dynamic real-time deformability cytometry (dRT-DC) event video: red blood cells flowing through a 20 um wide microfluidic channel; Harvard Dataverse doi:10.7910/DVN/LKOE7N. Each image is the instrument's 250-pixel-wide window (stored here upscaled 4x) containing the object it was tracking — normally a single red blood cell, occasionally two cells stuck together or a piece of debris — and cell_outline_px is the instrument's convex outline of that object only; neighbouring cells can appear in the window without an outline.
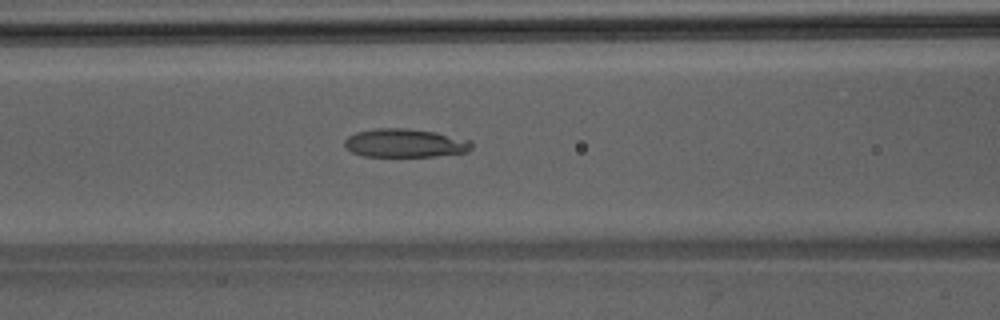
{"species": "Egyptian fruit bat (a non-hibernating species)", "species_latin": "Rousettus aegyptiacus", "temperature_condition": "room temperature", "stored_images_in_passage": 42, "camera_frame_rate_fps": 3000, "um_per_image_px": 0.085, "animal": {"sex": "male"}, "frame": {"image": 1, "passage_image": 20, "time_ms": 6.333, "image_size_px": [1000, 320], "cell_outline_px": [[472, 148], [468, 152], [436, 156], [364, 156], [352, 152], [344, 148], [344, 140], [348, 136], [356, 132], [376, 128], [408, 128], [436, 132], [472, 140]], "centroid_in_image_um": [34.43, 12.16], "position_along_channel_um": 132.2, "area_um2": 21.33}}
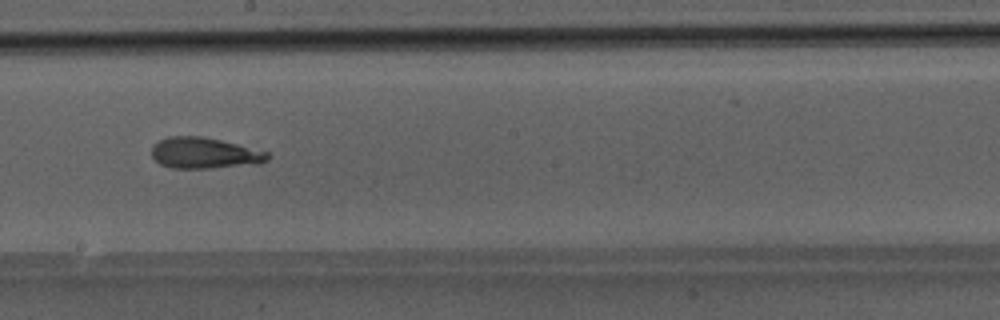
{"frame": {"image": 2, "passage_image": 27, "time_ms": 8.667, "image_size_px": [1000, 320], "cell_outline_px": [[268, 160], [260, 164], [208, 168], [172, 168], [160, 164], [152, 156], [152, 144], [168, 136], [200, 136], [220, 140], [268, 152]], "centroid_in_image_um": [17.36, 13.01], "position_along_channel_um": 230.8, "area_um2": 20.87}}
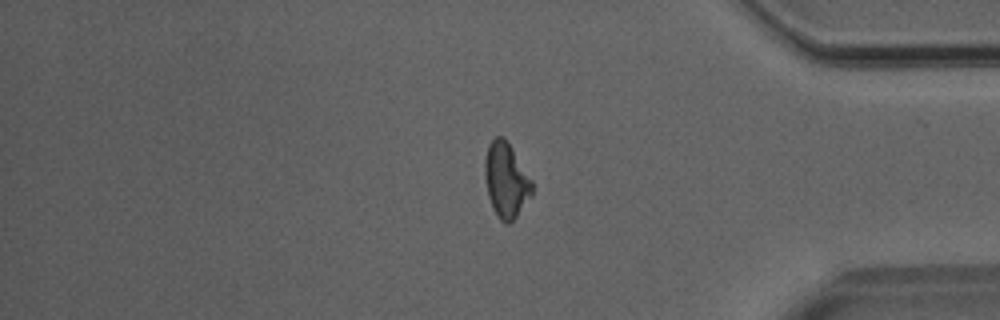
{"frame": {"image": 3, "passage_image": 40, "time_ms": 13.0, "image_size_px": [1000, 320], "cell_outline_px": [[532, 196], [516, 216], [508, 224], [504, 224], [496, 216], [492, 208], [488, 196], [484, 176], [484, 160], [488, 144], [496, 136], [504, 136], [508, 140], [532, 180]], "centroid_in_image_um": [43.0, 15.3], "position_along_channel_um": 392.2, "area_um2": 20.98}}